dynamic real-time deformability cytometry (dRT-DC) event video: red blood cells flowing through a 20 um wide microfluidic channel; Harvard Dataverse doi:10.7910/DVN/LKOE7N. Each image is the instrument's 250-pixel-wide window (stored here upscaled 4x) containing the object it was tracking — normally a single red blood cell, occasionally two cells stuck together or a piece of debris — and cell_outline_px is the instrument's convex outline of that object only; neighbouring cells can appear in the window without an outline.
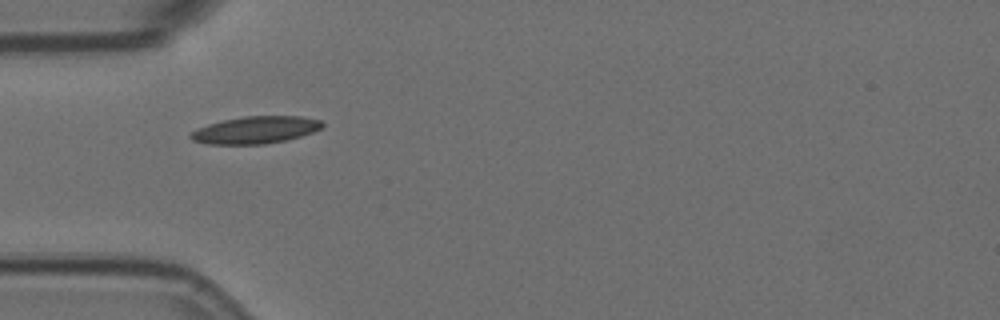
{"species": "Egyptian fruit bat (a non-hibernating species)", "species_latin": "Rousettus aegyptiacus", "temperature_condition": "room temperature", "stored_images_in_passage": 2, "camera_frame_rate_fps": 3000, "um_per_image_px": 0.085, "animal": {"sex": "female"}, "frame": {"image": 1, "passage_image": 1, "time_ms": 0.0, "image_size_px": [1000, 320], "cell_outline_px": [[324, 128], [300, 136], [284, 140], [264, 144], [208, 144], [192, 140], [188, 136], [196, 128], [208, 124], [224, 120], [244, 116], [300, 116], [320, 120], [324, 124]], "centroid_in_image_um": [21.71, 11.04], "position_along_channel_um": 63.3, "area_um2": 20.81}}
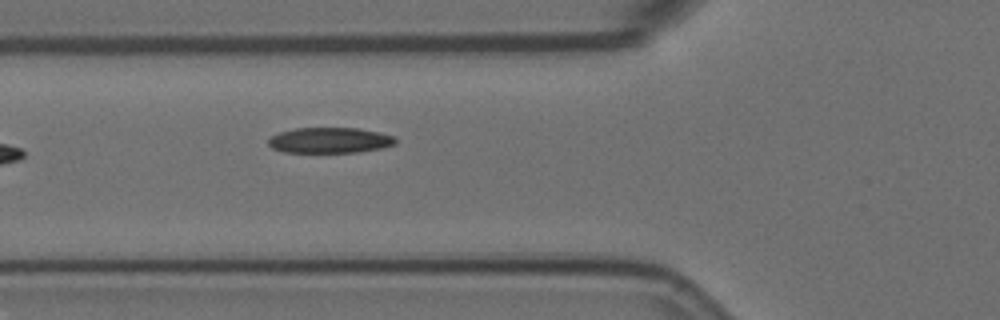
{"frame": {"image": 2, "passage_image": 2, "time_ms": 0.333, "image_size_px": [1000, 320], "cell_outline_px": [[396, 144], [384, 148], [360, 152], [284, 152], [272, 148], [268, 144], [268, 140], [272, 136], [280, 132], [296, 128], [360, 128], [380, 132], [396, 136]], "centroid_in_image_um": [28.09, 11.92], "position_along_channel_um": 97.7, "area_um2": 19.13}}